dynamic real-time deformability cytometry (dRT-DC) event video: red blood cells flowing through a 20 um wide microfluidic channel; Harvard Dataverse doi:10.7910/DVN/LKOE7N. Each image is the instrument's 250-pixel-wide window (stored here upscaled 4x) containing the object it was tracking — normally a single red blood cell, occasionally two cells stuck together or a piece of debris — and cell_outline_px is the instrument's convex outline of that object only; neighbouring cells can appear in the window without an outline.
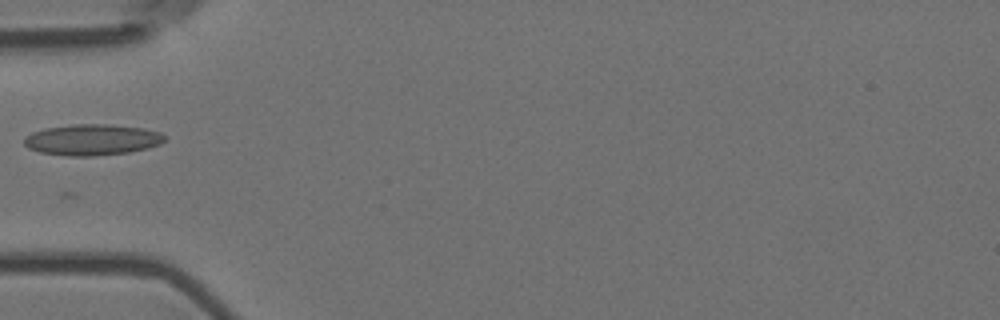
{"species": "Egyptian fruit bat (a non-hibernating species)", "species_latin": "Rousettus aegyptiacus", "temperature_condition": "room temperature", "stored_images_in_passage": 8, "camera_frame_rate_fps": 3000, "um_per_image_px": 0.085, "animal": {"sex": "female"}, "frame": {"image": 1, "passage_image": 6, "time_ms": 1.667, "image_size_px": [1000, 320], "cell_outline_px": [[164, 140], [160, 144], [148, 148], [128, 152], [92, 156], [68, 156], [40, 152], [28, 148], [24, 144], [24, 136], [32, 132], [44, 128], [72, 124], [108, 124], [144, 128], [160, 132], [164, 136]], "centroid_in_image_um": [7.8, 11.87], "position_along_channel_um": 77.2, "area_um2": 25.49}}
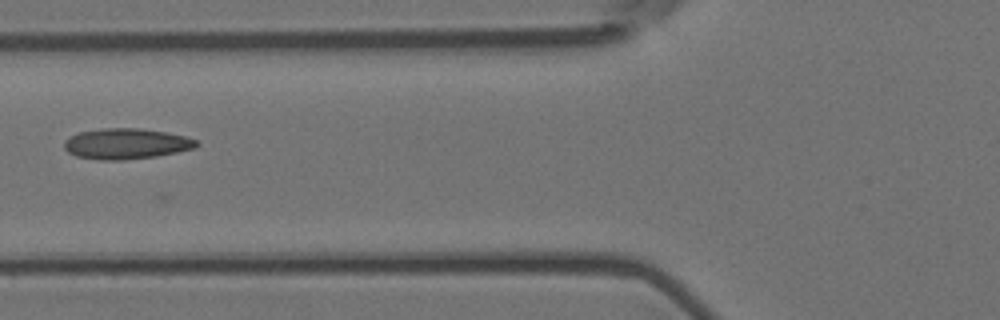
{"frame": {"image": 2, "passage_image": 7, "time_ms": 2.0, "image_size_px": [1000, 320], "cell_outline_px": [[200, 144], [196, 148], [156, 156], [124, 160], [100, 160], [76, 156], [68, 152], [64, 148], [64, 140], [80, 132], [104, 128], [140, 128], [164, 132], [184, 136], [196, 140]], "centroid_in_image_um": [10.73, 12.22], "position_along_channel_um": 115.1, "area_um2": 23.52}}